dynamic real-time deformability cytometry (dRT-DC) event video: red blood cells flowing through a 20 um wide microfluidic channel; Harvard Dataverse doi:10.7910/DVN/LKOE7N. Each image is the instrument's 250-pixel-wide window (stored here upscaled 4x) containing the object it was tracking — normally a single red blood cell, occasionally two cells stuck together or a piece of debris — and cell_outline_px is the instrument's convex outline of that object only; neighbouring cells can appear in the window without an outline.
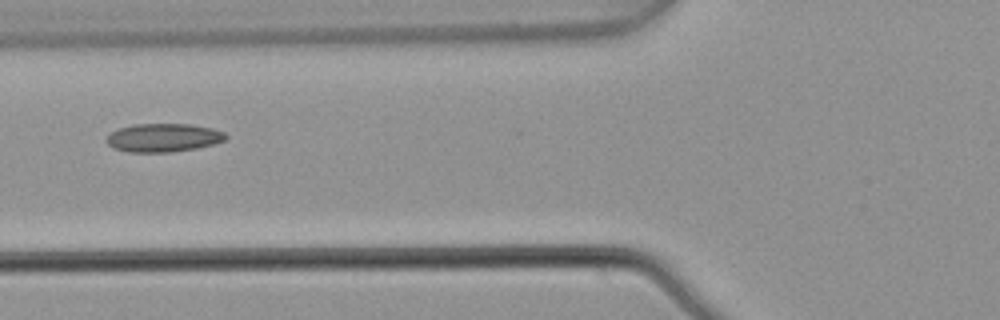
{"species": "common noctule bat (a hibernating species)", "species_latin": "Nyctalus noctula", "temperature_condition": "warm", "stored_images_in_passage": 4, "camera_frame_rate_fps": 3000, "um_per_image_px": 0.085, "animal": {"sex": "male", "body_mass_g": 21.5, "forearm_length_mm": 52.0}, "frame": {"image": 1, "passage_image": 4, "time_ms": 1.0, "image_size_px": [1000, 320], "cell_outline_px": [[228, 136], [224, 140], [212, 144], [196, 148], [172, 152], [128, 152], [112, 148], [104, 140], [112, 132], [120, 128], [132, 124], [192, 124], [212, 128], [224, 132]], "centroid_in_image_um": [13.87, 11.7], "position_along_channel_um": 111.9, "area_um2": 19.77}}